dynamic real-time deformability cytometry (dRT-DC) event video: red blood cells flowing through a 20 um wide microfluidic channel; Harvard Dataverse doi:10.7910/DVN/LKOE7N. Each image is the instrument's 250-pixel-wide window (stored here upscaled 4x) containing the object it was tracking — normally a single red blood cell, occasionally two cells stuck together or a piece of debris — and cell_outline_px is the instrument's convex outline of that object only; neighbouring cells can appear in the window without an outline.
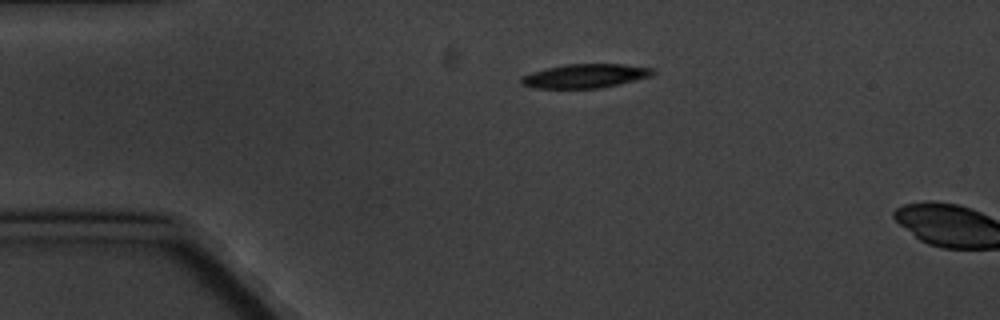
{"species": "common noctule bat (a hibernating species)", "species_latin": "Nyctalus noctula", "temperature_condition": "cold", "stored_images_in_passage": 5, "camera_frame_rate_fps": 3000, "um_per_image_px": 0.085, "animal": {"sex": "male", "body_mass_g": 20.1, "forearm_length_mm": 53.5}, "frame": {"image": 1, "passage_image": 5, "time_ms": 5.333, "image_size_px": [1000, 320], "cell_outline_px": [[656, 72], [652, 76], [620, 84], [600, 88], [536, 88], [520, 84], [520, 80], [524, 76], [532, 72], [564, 64], [624, 64], [652, 68]], "centroid_in_image_um": [49.78, 6.45], "position_along_channel_um": 35.2, "area_um2": 18.32}}